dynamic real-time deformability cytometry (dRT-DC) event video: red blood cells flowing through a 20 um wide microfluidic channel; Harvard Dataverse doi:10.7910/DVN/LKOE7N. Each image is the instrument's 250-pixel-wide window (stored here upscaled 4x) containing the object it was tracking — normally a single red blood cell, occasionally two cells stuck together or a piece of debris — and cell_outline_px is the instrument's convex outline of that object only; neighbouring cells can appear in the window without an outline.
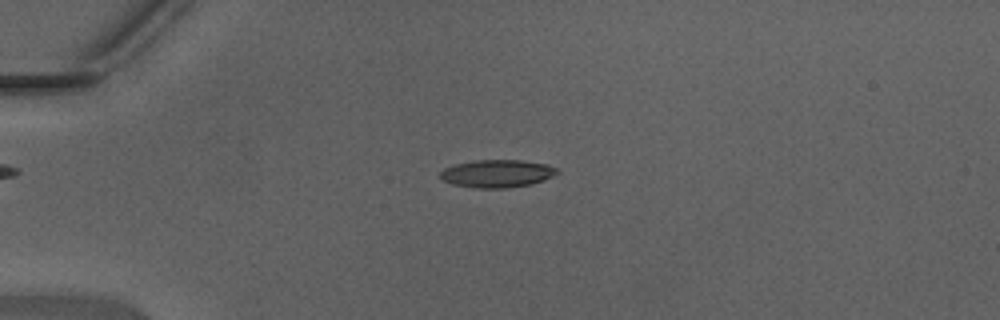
{"species": "Egyptian fruit bat (a non-hibernating species)", "species_latin": "Rousettus aegyptiacus", "temperature_condition": "warm", "stored_images_in_passage": 47, "camera_frame_rate_fps": 3000, "um_per_image_px": 0.085, "animal": {"sex": "male"}, "frame": {"image": 1, "passage_image": 12, "time_ms": 3.667, "image_size_px": [1000, 320], "cell_outline_px": [[560, 172], [544, 180], [532, 184], [504, 188], [476, 188], [452, 184], [440, 180], [440, 172], [444, 168], [452, 164], [476, 160], [520, 160], [548, 164], [560, 168]], "centroid_in_image_um": [42.25, 14.75], "position_along_channel_um": 42.7, "area_um2": 19.19}}
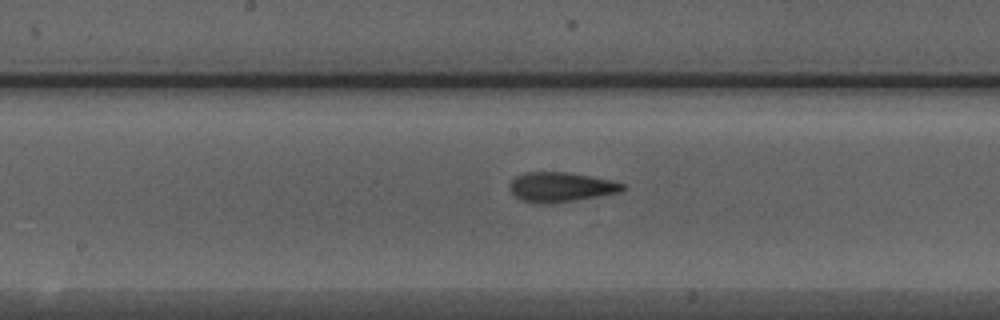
{"frame": {"image": 2, "passage_image": 25, "time_ms": 8.0, "image_size_px": [1000, 320], "cell_outline_px": [[624, 188], [620, 192], [552, 204], [532, 204], [520, 200], [508, 188], [508, 184], [516, 176], [524, 172], [568, 172], [612, 180], [624, 184]], "centroid_in_image_um": [47.61, 15.91], "position_along_channel_um": 200.6, "area_um2": 19.71}}
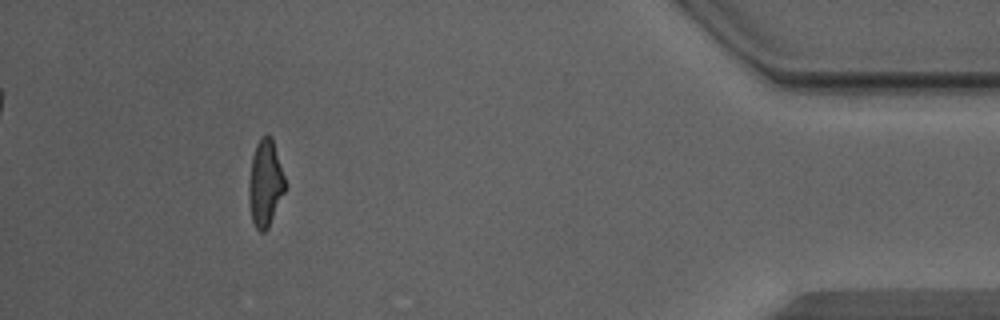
{"frame": {"image": 3, "passage_image": 43, "time_ms": 14.0, "image_size_px": [1000, 320], "cell_outline_px": [[288, 188], [268, 228], [264, 232], [260, 232], [256, 228], [252, 220], [248, 196], [248, 184], [252, 156], [256, 144], [260, 136], [272, 136], [288, 184]], "centroid_in_image_um": [22.59, 15.57], "position_along_channel_um": 412.6, "area_um2": 18.96}, "authors_computed_cell_mechanics": {"area_um2": 18.6116, "velocity_mm_per_s": 4.4443, "shape_relaxation_time_tau1_ms": 9.6972, "shape_relaxation_time_tau2_ms": 1.8498, "deformation_change_tau1": 0.3353, "deformation_change_tau2": 0.1076}}